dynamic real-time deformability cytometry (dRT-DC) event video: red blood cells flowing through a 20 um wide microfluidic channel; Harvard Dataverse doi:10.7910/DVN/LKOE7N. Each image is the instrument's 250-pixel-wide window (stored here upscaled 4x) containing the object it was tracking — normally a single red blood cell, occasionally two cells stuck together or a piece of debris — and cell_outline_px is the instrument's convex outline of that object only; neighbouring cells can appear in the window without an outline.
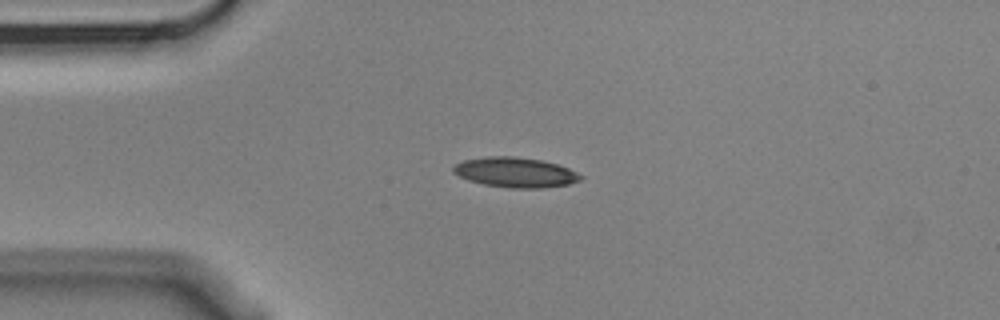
{"species": "Egyptian fruit bat (a non-hibernating species)", "species_latin": "Rousettus aegyptiacus", "temperature_condition": "cold", "stored_images_in_passage": 2, "camera_frame_rate_fps": 3000, "um_per_image_px": 0.085, "animal": {"sex": "male"}, "frame": {"image": 1, "passage_image": 1, "time_ms": 0.0, "image_size_px": [1000, 320], "cell_outline_px": [[584, 176], [580, 180], [568, 184], [544, 188], [512, 188], [484, 184], [468, 180], [452, 172], [452, 168], [456, 164], [464, 160], [488, 156], [512, 156], [540, 160], [556, 164], [568, 168]], "centroid_in_image_um": [43.8, 14.65], "position_along_channel_um": 41.2, "area_um2": 22.08}}